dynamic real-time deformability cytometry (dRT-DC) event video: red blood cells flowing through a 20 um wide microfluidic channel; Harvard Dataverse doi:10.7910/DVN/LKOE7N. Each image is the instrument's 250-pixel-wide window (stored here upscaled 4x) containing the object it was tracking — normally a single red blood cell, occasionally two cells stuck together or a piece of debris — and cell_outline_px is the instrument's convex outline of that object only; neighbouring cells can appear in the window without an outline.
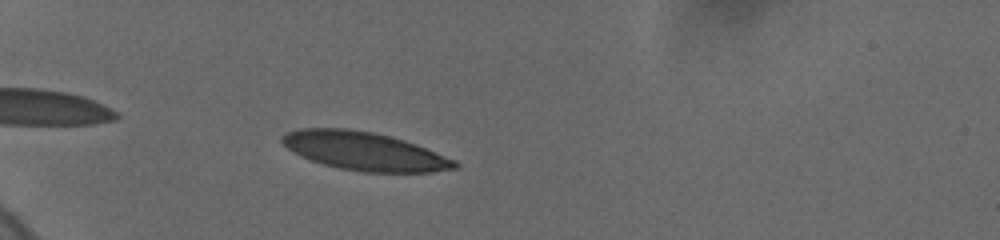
{"species": "human", "species_latin": "Homo sapiens", "temperature_condition": "cold", "stored_images_in_passage": 54, "camera_frame_rate_fps": 3000, "um_per_image_px": 0.085, "donor": {"sex": "female"}, "frame": {"image": 1, "passage_image": 4, "time_ms": 1.0, "image_size_px": [1000, 240], "cell_outline_px": [[460, 164], [456, 168], [432, 172], [364, 172], [340, 168], [324, 164], [300, 156], [288, 148], [280, 140], [280, 136], [288, 132], [300, 128], [348, 128], [372, 132], [404, 140], [416, 144], [456, 160]], "centroid_in_image_um": [30.98, 12.84], "position_along_channel_um": 54.0, "area_um2": 38.38}}
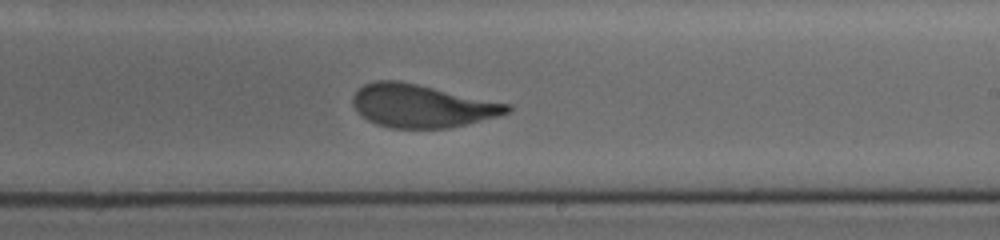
{"frame": {"image": 2, "passage_image": 30, "time_ms": 7.333, "image_size_px": [1000, 240], "cell_outline_px": [[512, 108], [508, 112], [496, 116], [448, 128], [392, 128], [376, 124], [360, 116], [356, 112], [352, 104], [352, 96], [364, 84], [376, 80], [396, 80], [416, 84], [512, 104]], "centroid_in_image_um": [35.8, 9.0], "position_along_channel_um": 253.2, "area_um2": 38.49}}
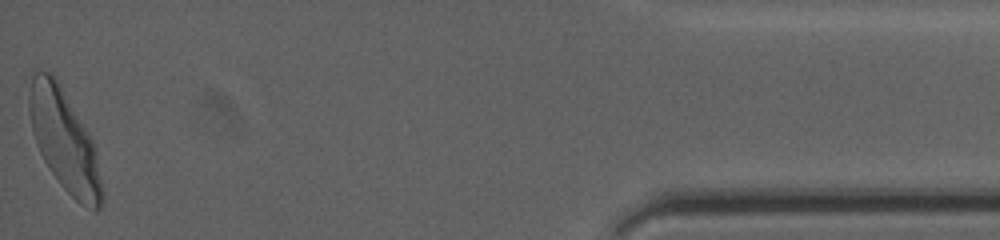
{"frame": {"image": 3, "passage_image": 54, "time_ms": 14.0, "image_size_px": [1000, 240], "cell_outline_px": [[104, 200], [100, 208], [96, 212], [80, 204], [60, 184], [44, 160], [36, 144], [32, 132], [28, 108], [28, 96], [32, 68], [52, 72], [60, 84], [88, 132], [96, 148], [104, 192]], "centroid_in_image_um": [5.47, 11.93], "position_along_channel_um": 429.7, "area_um2": 43.41}, "authors_computed_cell_mechanics": {"area_um2": 39.9398, "velocity_mm_per_s": 3.6488, "shape_relaxation_time_tau1_ms": 3.303, "shape_relaxation_time_tau2_ms": null, "deformation_change_tau1": 0.1635, "deformation_change_tau2": null}}